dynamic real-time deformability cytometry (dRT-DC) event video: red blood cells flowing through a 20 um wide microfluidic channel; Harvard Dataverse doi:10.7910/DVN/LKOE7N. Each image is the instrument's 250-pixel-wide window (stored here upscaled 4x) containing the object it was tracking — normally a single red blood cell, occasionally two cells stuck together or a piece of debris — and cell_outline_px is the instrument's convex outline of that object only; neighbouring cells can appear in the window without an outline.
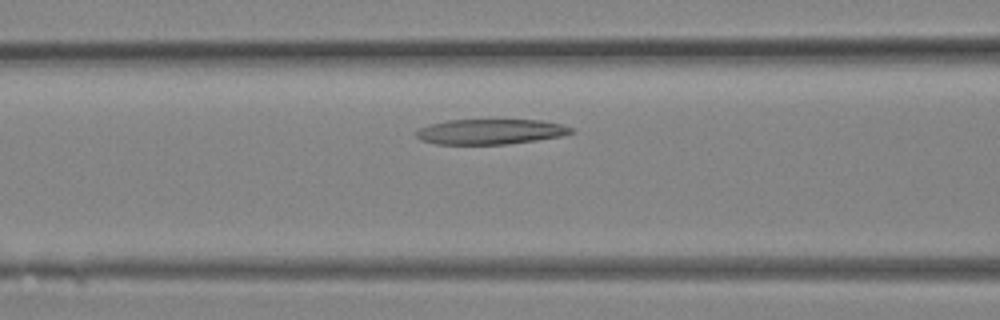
{"species": "Egyptian fruit bat (a non-hibernating species)", "species_latin": "Rousettus aegyptiacus", "temperature_condition": "room temperature", "stored_images_in_passage": 16, "camera_frame_rate_fps": 3000, "um_per_image_px": 0.085, "animal": {"sex": "female"}, "frame": {"image": 1, "passage_image": 8, "time_ms": 2.333, "image_size_px": [1000, 320], "cell_outline_px": [[576, 132], [564, 136], [508, 144], [436, 144], [420, 140], [416, 136], [416, 132], [420, 128], [428, 124], [448, 120], [540, 120], [560, 124], [576, 128]], "centroid_in_image_um": [41.73, 11.19], "position_along_channel_um": 124.9, "area_um2": 22.95}}
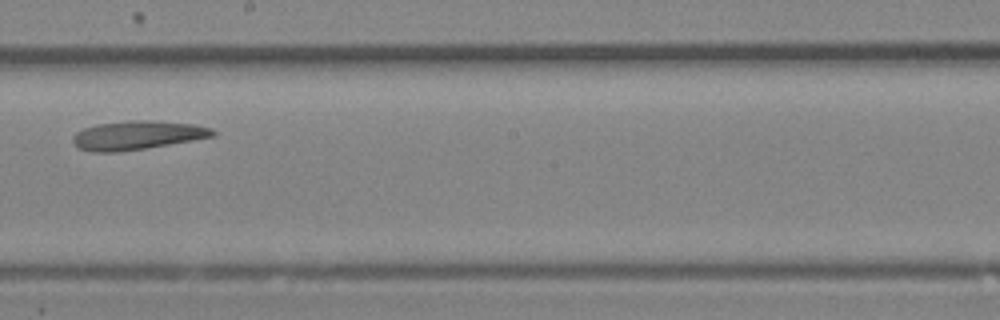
{"frame": {"image": 2, "passage_image": 13, "time_ms": 4.0, "image_size_px": [1000, 320], "cell_outline_px": [[216, 136], [144, 148], [116, 152], [92, 152], [80, 148], [72, 140], [72, 136], [76, 132], [84, 128], [96, 124], [132, 120], [148, 120], [192, 124], [212, 128], [216, 132]], "centroid_in_image_um": [11.66, 11.49], "position_along_channel_um": 236.5, "area_um2": 23.24}}
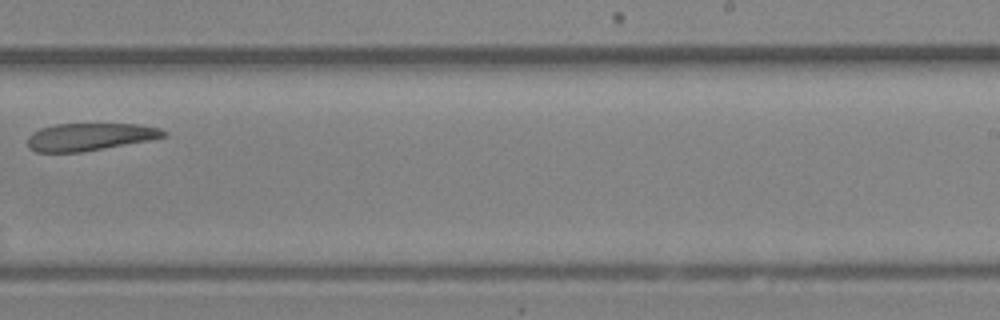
{"frame": {"image": 3, "passage_image": 15, "time_ms": 4.667, "image_size_px": [1000, 320], "cell_outline_px": [[168, 136], [148, 140], [104, 148], [80, 152], [36, 152], [28, 148], [28, 136], [32, 132], [40, 128], [56, 124], [140, 124], [160, 128], [168, 132]], "centroid_in_image_um": [7.63, 11.62], "position_along_channel_um": 281.4, "area_um2": 21.79}}